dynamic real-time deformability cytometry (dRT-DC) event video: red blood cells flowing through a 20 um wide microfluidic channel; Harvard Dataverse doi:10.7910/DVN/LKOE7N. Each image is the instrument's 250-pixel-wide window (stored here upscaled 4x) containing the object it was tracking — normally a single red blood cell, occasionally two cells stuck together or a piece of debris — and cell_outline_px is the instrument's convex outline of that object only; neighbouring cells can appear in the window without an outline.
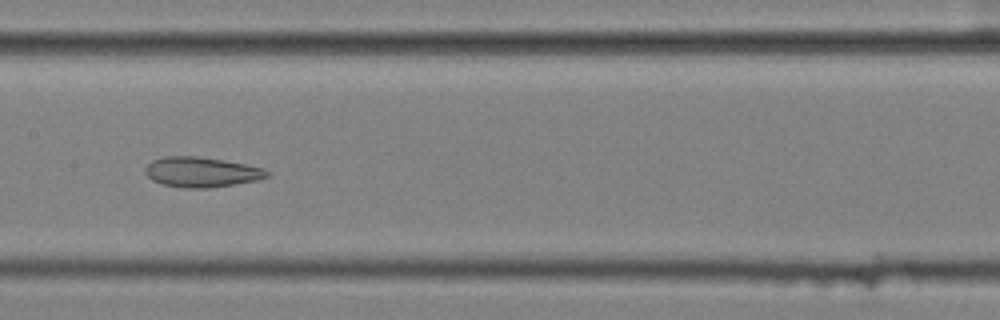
{"species": "common noctule bat (a hibernating species)", "species_latin": "Nyctalus noctula", "temperature_condition": "cold", "stored_images_in_passage": 8, "camera_frame_rate_fps": 3000, "um_per_image_px": 0.085, "animal": {"sex": "female", "body_mass_g": 25.1}, "frame": {"image": 1, "passage_image": 6, "time_ms": 1.667, "image_size_px": [1000, 320], "cell_outline_px": [[268, 176], [256, 180], [208, 188], [184, 188], [164, 184], [152, 180], [144, 172], [144, 168], [152, 160], [164, 156], [196, 156], [224, 160], [264, 168], [268, 172]], "centroid_in_image_um": [17.08, 14.62], "position_along_channel_um": 190.3, "area_um2": 21.15}}
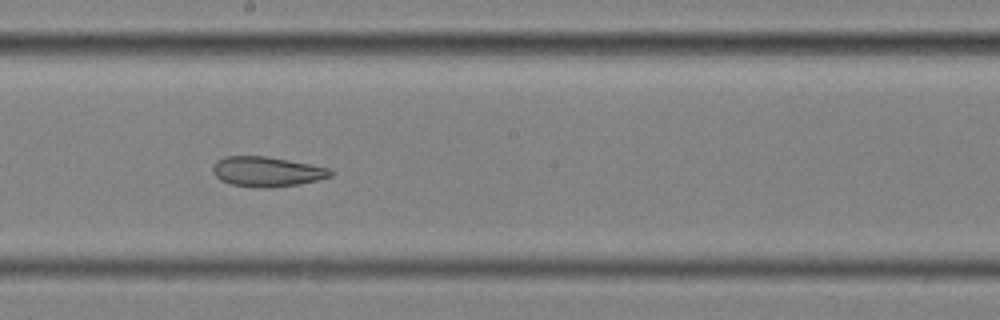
{"frame": {"image": 2, "passage_image": 7, "time_ms": 2.0, "image_size_px": [1000, 320], "cell_outline_px": [[336, 172], [332, 176], [320, 180], [300, 184], [272, 188], [256, 188], [232, 184], [220, 180], [212, 172], [212, 168], [216, 160], [224, 156], [264, 156], [288, 160], [332, 168]], "centroid_in_image_um": [22.73, 14.6], "position_along_channel_um": 225.5, "area_um2": 20.92}}
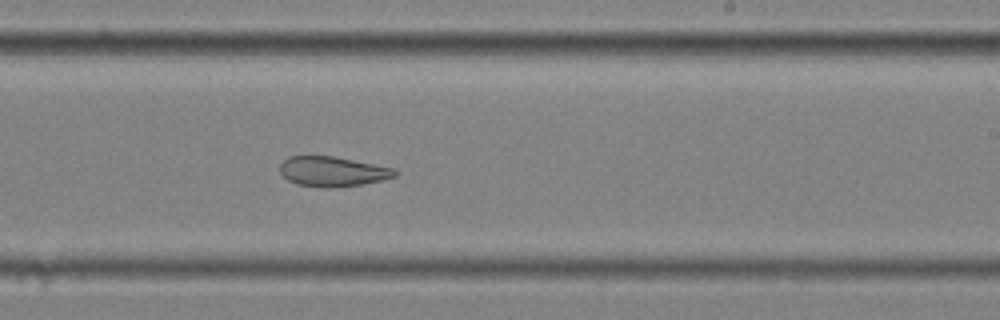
{"frame": {"image": 3, "passage_image": 8, "time_ms": 2.333, "image_size_px": [1000, 320], "cell_outline_px": [[400, 172], [396, 176], [380, 180], [360, 184], [332, 188], [320, 188], [296, 184], [288, 180], [280, 172], [280, 164], [288, 156], [332, 156], [396, 168]], "centroid_in_image_um": [28.27, 14.58], "position_along_channel_um": 260.7, "area_um2": 20.11}}